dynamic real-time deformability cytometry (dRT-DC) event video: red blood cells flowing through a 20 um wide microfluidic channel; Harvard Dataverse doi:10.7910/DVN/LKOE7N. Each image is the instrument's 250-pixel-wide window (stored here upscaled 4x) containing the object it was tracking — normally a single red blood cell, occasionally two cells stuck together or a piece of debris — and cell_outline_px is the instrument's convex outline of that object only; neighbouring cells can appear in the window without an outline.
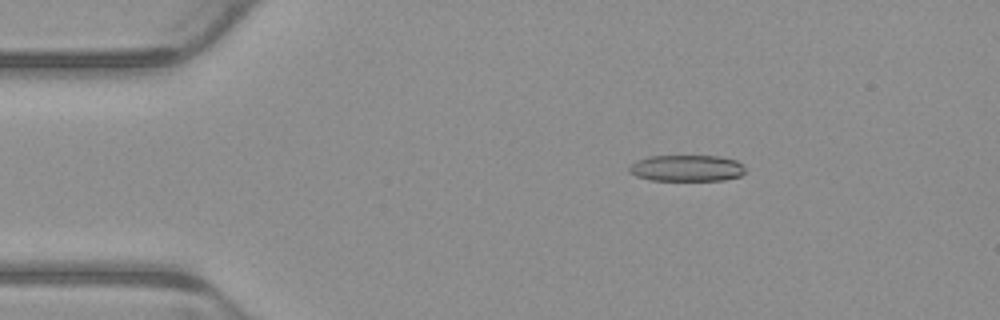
{"species": "common noctule bat (a hibernating species)", "species_latin": "Nyctalus noctula", "temperature_condition": "warm", "stored_images_in_passage": 5, "camera_frame_rate_fps": 3000, "um_per_image_px": 0.085, "animal": {"sex": "male", "body_mass_g": 23.1, "forearm_length_mm": 52.7}, "frame": {"image": 1, "passage_image": 3, "time_ms": 0.667, "image_size_px": [1000, 320], "cell_outline_px": [[744, 172], [740, 176], [724, 180], [652, 180], [636, 176], [628, 172], [628, 168], [636, 160], [648, 156], [720, 156], [736, 160], [744, 168]], "centroid_in_image_um": [58.34, 14.29], "position_along_channel_um": 26.7, "area_um2": 17.8}}
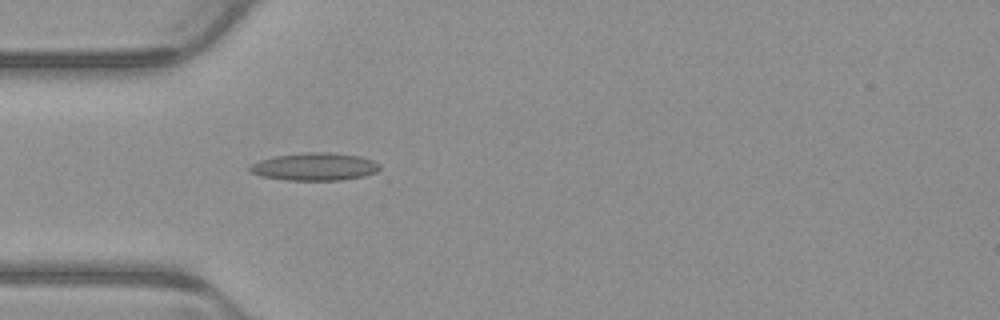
{"frame": {"image": 2, "passage_image": 5, "time_ms": 1.333, "image_size_px": [1000, 320], "cell_outline_px": [[380, 168], [376, 172], [364, 176], [340, 180], [284, 180], [260, 176], [248, 172], [248, 164], [272, 156], [304, 152], [332, 152], [360, 156], [372, 160], [380, 164]], "centroid_in_image_um": [26.69, 14.16], "position_along_channel_um": 58.3, "area_um2": 21.33}}